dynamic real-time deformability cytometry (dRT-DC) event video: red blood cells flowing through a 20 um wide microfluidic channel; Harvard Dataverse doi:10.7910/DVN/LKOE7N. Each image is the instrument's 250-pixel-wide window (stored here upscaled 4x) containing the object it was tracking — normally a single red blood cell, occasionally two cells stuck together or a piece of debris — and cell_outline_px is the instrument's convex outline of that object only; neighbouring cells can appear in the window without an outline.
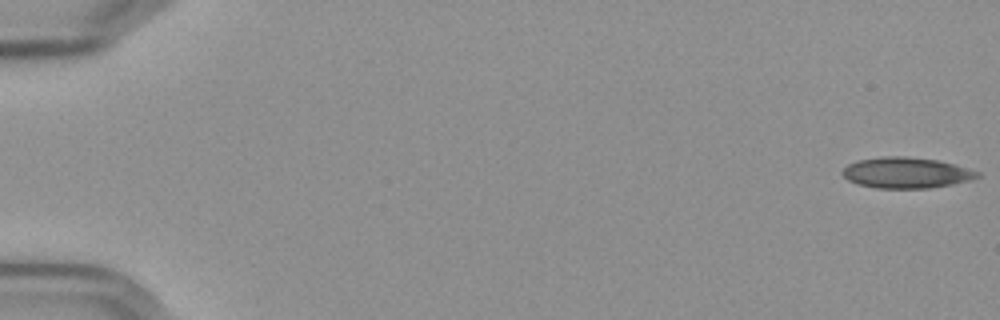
{"species": "Egyptian fruit bat (a non-hibernating species)", "species_latin": "Rousettus aegyptiacus", "temperature_condition": "cold", "stored_images_in_passage": 57, "camera_frame_rate_fps": 3000, "um_per_image_px": 0.085, "frame": {"image": 1, "passage_image": 1, "time_ms": 0.0, "image_size_px": [1000, 320], "cell_outline_px": [[980, 176], [972, 180], [952, 184], [928, 188], [876, 188], [860, 184], [848, 180], [840, 172], [848, 164], [860, 160], [884, 156], [904, 156], [936, 160], [952, 164], [980, 172]], "centroid_in_image_um": [77.03, 14.69], "position_along_channel_um": 8.0, "area_um2": 23.99}}
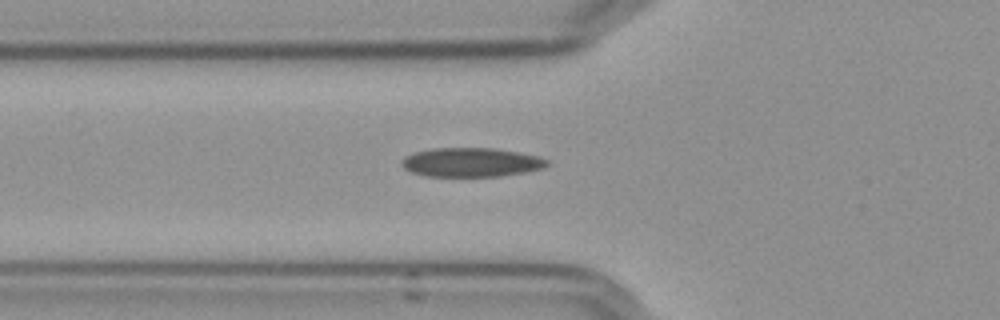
{"frame": {"image": 2, "passage_image": 21, "time_ms": 6.667, "image_size_px": [1000, 320], "cell_outline_px": [[548, 164], [544, 168], [524, 172], [500, 176], [428, 176], [412, 172], [404, 168], [400, 164], [400, 160], [404, 156], [416, 152], [432, 148], [492, 148], [520, 152], [540, 156], [548, 160]], "centroid_in_image_um": [40.05, 13.79], "position_along_channel_um": 85.8, "area_um2": 24.68}}
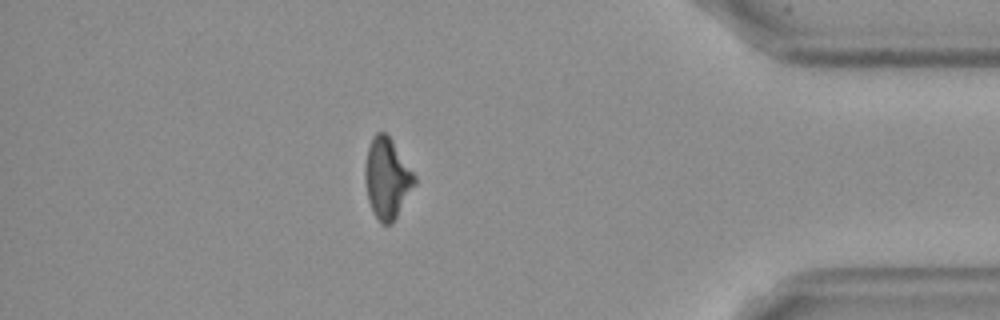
{"frame": {"image": 3, "passage_image": 50, "time_ms": 16.333, "image_size_px": [1000, 320], "cell_outline_px": [[416, 184], [396, 216], [388, 224], [380, 224], [372, 212], [368, 200], [364, 180], [364, 168], [368, 148], [372, 136], [376, 132], [384, 132], [392, 140], [416, 176]], "centroid_in_image_um": [32.88, 15.15], "position_along_channel_um": 402.3, "area_um2": 23.18}, "authors_computed_cell_mechanics": {"area_um2": 24.276, "velocity_mm_per_s": 3.6172, "shape_relaxation_time_tau1_ms": 4.9337, "shape_relaxation_time_tau2_ms": 7.4365, "deformation_change_tau1": 0.1184, "deformation_change_tau2": 0.1611}}